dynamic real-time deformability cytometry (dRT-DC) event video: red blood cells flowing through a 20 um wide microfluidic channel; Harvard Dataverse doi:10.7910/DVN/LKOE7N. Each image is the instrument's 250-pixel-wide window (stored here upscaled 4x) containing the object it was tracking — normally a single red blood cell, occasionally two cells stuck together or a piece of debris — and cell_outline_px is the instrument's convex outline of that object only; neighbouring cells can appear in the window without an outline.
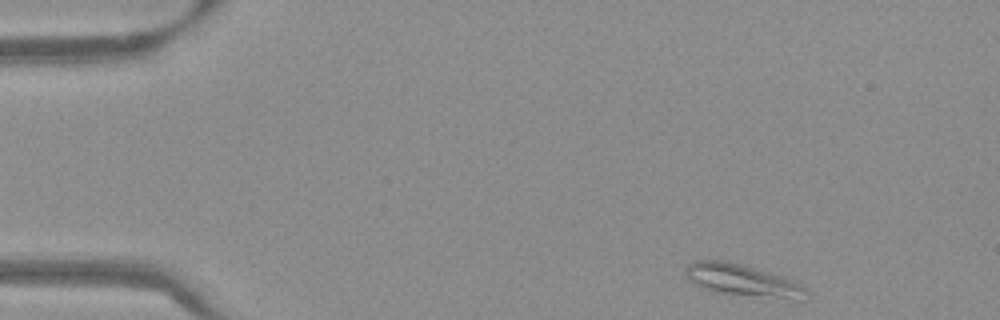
{"species": "Egyptian fruit bat (a non-hibernating species)", "species_latin": "Rousettus aegyptiacus", "temperature_condition": "warm", "stored_images_in_passage": 48, "camera_frame_rate_fps": 3000, "um_per_image_px": 0.085, "frame": {"image": 1, "passage_image": 1, "time_ms": 0.0, "image_size_px": [1000, 320], "cell_outline_px": [[808, 296], [800, 300], [796, 300], [712, 292], [696, 284], [684, 272], [688, 264], [696, 260], [724, 260], [740, 264], [784, 276], [808, 288]], "centroid_in_image_um": [63.18, 23.83], "position_along_channel_um": 21.8, "area_um2": 22.43}}
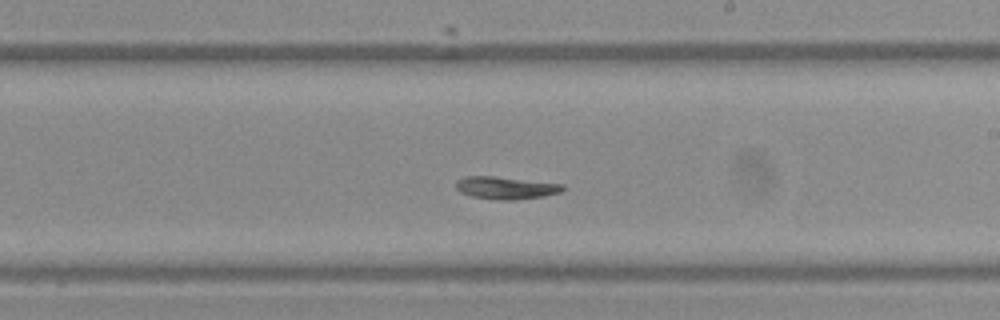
{"frame": {"image": 2, "passage_image": 26, "time_ms": 8.333, "image_size_px": [1000, 320], "cell_outline_px": [[564, 188], [560, 192], [544, 196], [512, 200], [492, 200], [472, 196], [460, 192], [456, 188], [456, 180], [464, 176], [496, 176], [564, 184]], "centroid_in_image_um": [42.96, 15.96], "position_along_channel_um": 246.0, "area_um2": 14.1}}
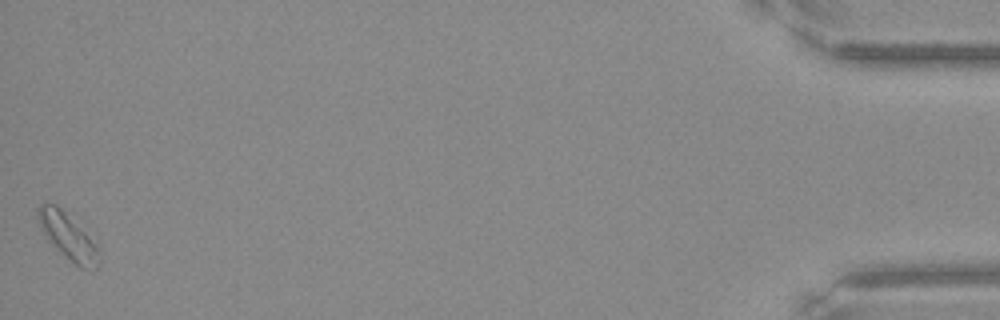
{"frame": {"image": 3, "passage_image": 48, "time_ms": 15.667, "image_size_px": [1000, 320], "cell_outline_px": [[100, 260], [96, 268], [80, 268], [48, 240], [44, 236], [40, 228], [36, 216], [36, 208], [44, 200], [56, 204], [100, 240]], "centroid_in_image_um": [5.83, 20.01], "position_along_channel_um": 429.4, "area_um2": 17.46}}